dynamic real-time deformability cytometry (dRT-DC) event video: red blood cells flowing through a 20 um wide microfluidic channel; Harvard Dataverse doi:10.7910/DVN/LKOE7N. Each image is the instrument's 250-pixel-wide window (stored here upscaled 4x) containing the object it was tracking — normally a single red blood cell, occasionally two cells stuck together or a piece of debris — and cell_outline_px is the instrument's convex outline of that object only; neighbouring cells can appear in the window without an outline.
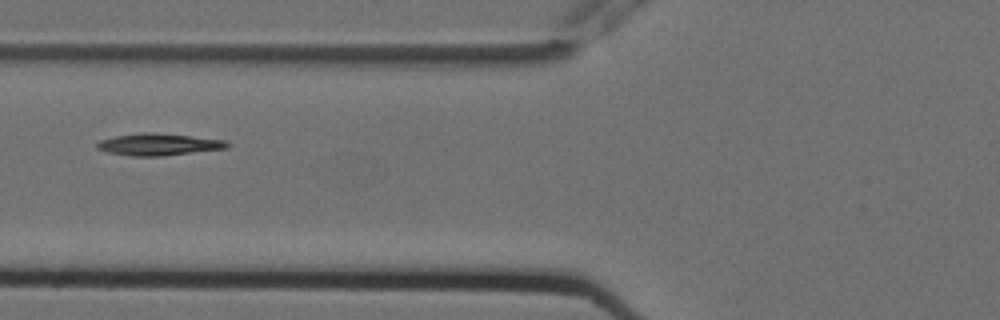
{"species": "Egyptian fruit bat (a non-hibernating species)", "species_latin": "Rousettus aegyptiacus", "temperature_condition": "cold", "stored_images_in_passage": 10, "camera_frame_rate_fps": 3000, "um_per_image_px": 0.085, "animal": {"sex": "female"}, "frame": {"image": 1, "passage_image": 5, "time_ms": 1.333, "image_size_px": [1000, 320], "cell_outline_px": [[232, 144], [228, 148], [164, 156], [132, 156], [104, 152], [96, 148], [96, 144], [100, 140], [116, 136], [140, 132], [148, 132], [228, 140]], "centroid_in_image_um": [13.49, 12.28], "position_along_channel_um": 112.3, "area_um2": 16.76}}
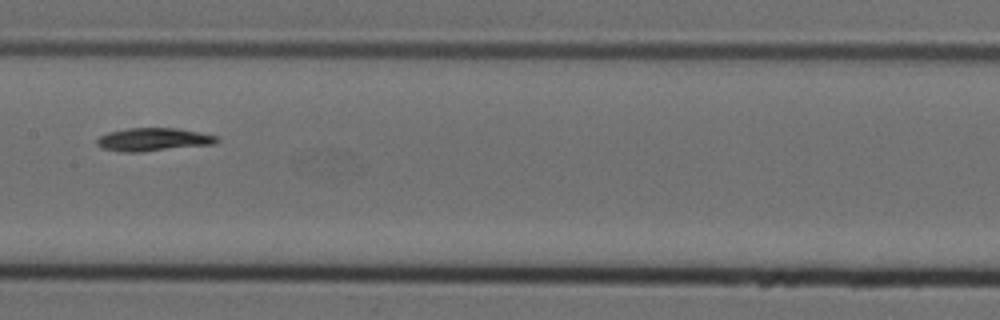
{"frame": {"image": 2, "passage_image": 7, "time_ms": 2.0, "image_size_px": [1000, 320], "cell_outline_px": [[220, 140], [216, 144], [140, 152], [120, 152], [100, 148], [96, 144], [96, 140], [100, 136], [108, 132], [128, 128], [176, 128], [216, 136]], "centroid_in_image_um": [12.99, 11.87], "position_along_channel_um": 194.4, "area_um2": 16.18}}
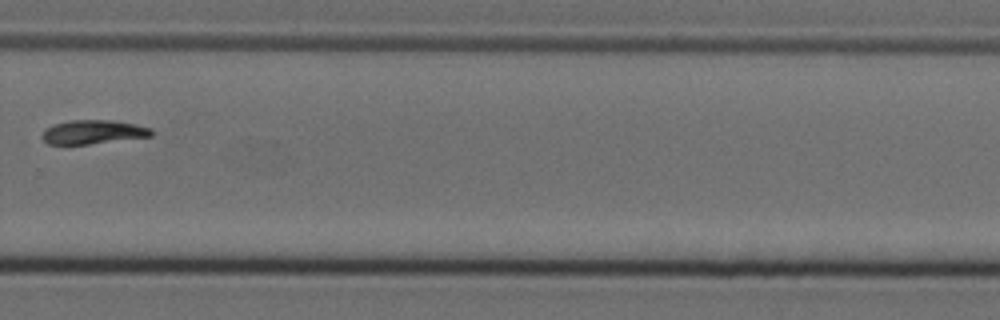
{"frame": {"image": 3, "passage_image": 10, "time_ms": 3.0, "image_size_px": [1000, 320], "cell_outline_px": [[156, 132], [152, 136], [88, 144], [48, 144], [40, 136], [48, 128], [56, 124], [72, 120], [112, 120], [136, 124], [152, 128]], "centroid_in_image_um": [7.99, 11.22], "position_along_channel_um": 321.8, "area_um2": 15.14}}